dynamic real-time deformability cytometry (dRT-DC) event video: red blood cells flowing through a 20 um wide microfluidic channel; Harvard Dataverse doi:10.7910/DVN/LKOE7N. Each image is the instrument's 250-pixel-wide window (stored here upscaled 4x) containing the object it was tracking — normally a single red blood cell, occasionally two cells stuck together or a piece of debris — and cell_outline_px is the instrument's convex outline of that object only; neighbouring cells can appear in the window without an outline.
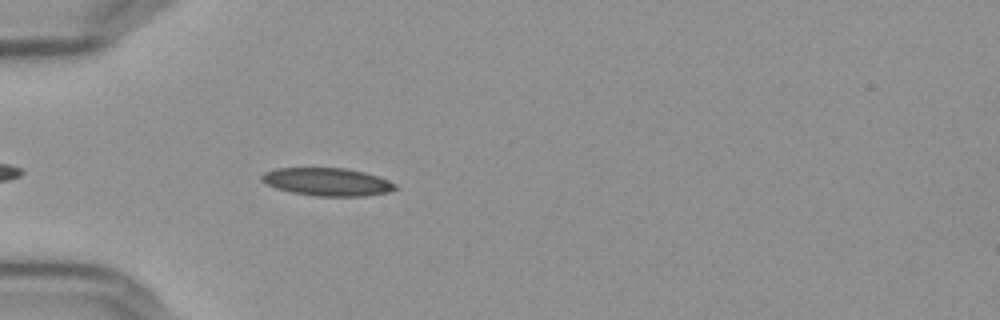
{"species": "Egyptian fruit bat (a non-hibernating species)", "species_latin": "Rousettus aegyptiacus", "temperature_condition": "cold", "stored_images_in_passage": 44, "camera_frame_rate_fps": 3000, "um_per_image_px": 0.085, "frame": {"image": 1, "passage_image": 5, "time_ms": 1.333, "image_size_px": [1000, 320], "cell_outline_px": [[396, 188], [388, 192], [364, 196], [320, 196], [292, 192], [268, 184], [260, 180], [260, 176], [264, 172], [276, 168], [344, 168], [364, 172], [388, 180], [396, 184]], "centroid_in_image_um": [27.82, 15.45], "position_along_channel_um": 57.2, "area_um2": 21.39}}
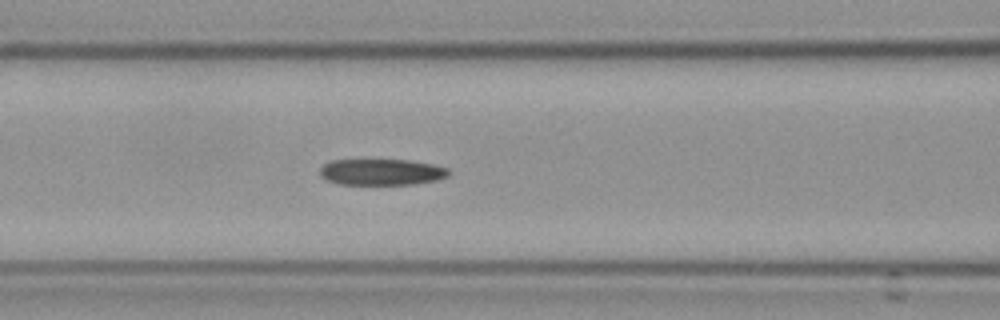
{"frame": {"image": 2, "passage_image": 12, "time_ms": 3.667, "image_size_px": [1000, 320], "cell_outline_px": [[452, 172], [448, 176], [436, 180], [412, 184], [340, 184], [328, 180], [320, 176], [320, 168], [324, 164], [332, 160], [408, 160], [432, 164], [448, 168]], "centroid_in_image_um": [32.45, 14.62], "position_along_channel_um": 134.2, "area_um2": 19.59}}
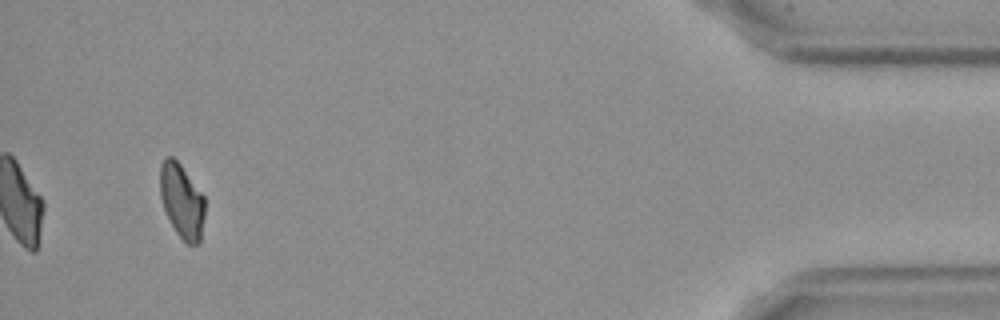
{"frame": {"image": 3, "passage_image": 41, "time_ms": 13.333, "image_size_px": [1000, 320], "cell_outline_px": [[204, 216], [200, 240], [196, 244], [188, 244], [176, 232], [164, 208], [160, 196], [160, 164], [168, 156], [172, 156], [180, 164], [204, 196]], "centroid_in_image_um": [15.45, 17.06], "position_along_channel_um": 419.8, "area_um2": 19.02}}